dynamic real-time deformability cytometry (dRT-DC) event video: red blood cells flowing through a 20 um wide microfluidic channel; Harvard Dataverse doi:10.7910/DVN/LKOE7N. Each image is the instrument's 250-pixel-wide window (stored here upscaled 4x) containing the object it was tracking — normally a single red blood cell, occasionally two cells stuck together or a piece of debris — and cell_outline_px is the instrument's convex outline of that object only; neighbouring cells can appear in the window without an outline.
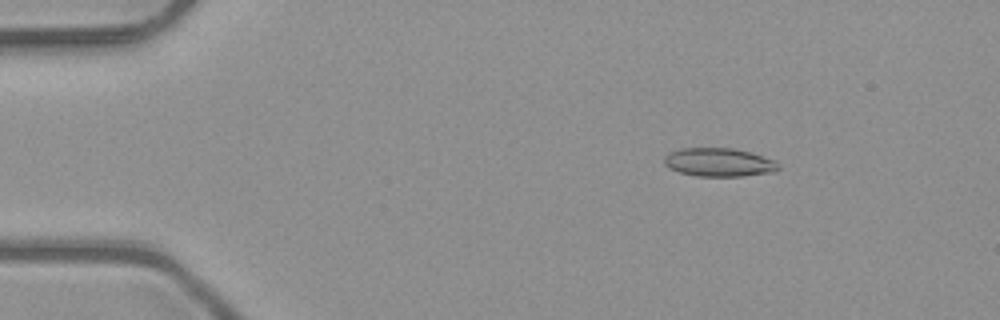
{"species": "common noctule bat (a hibernating species)", "species_latin": "Nyctalus noctula", "temperature_condition": "room temperature", "stored_images_in_passage": 5, "camera_frame_rate_fps": 3000, "um_per_image_px": 0.085, "animal": {"sex": "male", "body_mass_g": 23.1, "forearm_length_mm": 52.7}, "frame": {"image": 1, "passage_image": 3, "time_ms": 0.667, "image_size_px": [1000, 320], "cell_outline_px": [[780, 168], [776, 172], [744, 176], [696, 176], [680, 172], [668, 168], [664, 164], [664, 156], [680, 148], [732, 148], [748, 152], [772, 160]], "centroid_in_image_um": [61.07, 13.81], "position_along_channel_um": 23.9, "area_um2": 18.79}}